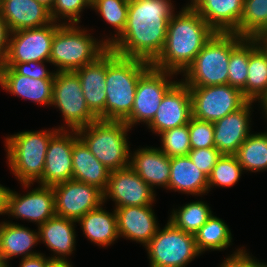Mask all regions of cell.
I'll return each mask as SVG.
<instances>
[{
	"instance_id": "50",
	"label": "cell",
	"mask_w": 267,
	"mask_h": 267,
	"mask_svg": "<svg viewBox=\"0 0 267 267\" xmlns=\"http://www.w3.org/2000/svg\"><path fill=\"white\" fill-rule=\"evenodd\" d=\"M36 1L47 7L49 10H51L55 0H36Z\"/></svg>"
},
{
	"instance_id": "39",
	"label": "cell",
	"mask_w": 267,
	"mask_h": 267,
	"mask_svg": "<svg viewBox=\"0 0 267 267\" xmlns=\"http://www.w3.org/2000/svg\"><path fill=\"white\" fill-rule=\"evenodd\" d=\"M91 0H55L50 10L51 18L57 23L60 17L68 18L69 23L65 24H78L80 22V12L85 7H91ZM59 16V17H58Z\"/></svg>"
},
{
	"instance_id": "36",
	"label": "cell",
	"mask_w": 267,
	"mask_h": 267,
	"mask_svg": "<svg viewBox=\"0 0 267 267\" xmlns=\"http://www.w3.org/2000/svg\"><path fill=\"white\" fill-rule=\"evenodd\" d=\"M249 63V38H243L231 51L227 84L242 90L246 85Z\"/></svg>"
},
{
	"instance_id": "33",
	"label": "cell",
	"mask_w": 267,
	"mask_h": 267,
	"mask_svg": "<svg viewBox=\"0 0 267 267\" xmlns=\"http://www.w3.org/2000/svg\"><path fill=\"white\" fill-rule=\"evenodd\" d=\"M212 215L207 203L195 201L185 204L179 210H174L170 215V221L176 228L195 235Z\"/></svg>"
},
{
	"instance_id": "3",
	"label": "cell",
	"mask_w": 267,
	"mask_h": 267,
	"mask_svg": "<svg viewBox=\"0 0 267 267\" xmlns=\"http://www.w3.org/2000/svg\"><path fill=\"white\" fill-rule=\"evenodd\" d=\"M151 66L106 50L105 120L123 121L131 113L138 80Z\"/></svg>"
},
{
	"instance_id": "47",
	"label": "cell",
	"mask_w": 267,
	"mask_h": 267,
	"mask_svg": "<svg viewBox=\"0 0 267 267\" xmlns=\"http://www.w3.org/2000/svg\"><path fill=\"white\" fill-rule=\"evenodd\" d=\"M254 39L260 48L267 54V29L260 32Z\"/></svg>"
},
{
	"instance_id": "13",
	"label": "cell",
	"mask_w": 267,
	"mask_h": 267,
	"mask_svg": "<svg viewBox=\"0 0 267 267\" xmlns=\"http://www.w3.org/2000/svg\"><path fill=\"white\" fill-rule=\"evenodd\" d=\"M55 215L78 221L89 211L103 205V192L95 186L68 180L52 187Z\"/></svg>"
},
{
	"instance_id": "22",
	"label": "cell",
	"mask_w": 267,
	"mask_h": 267,
	"mask_svg": "<svg viewBox=\"0 0 267 267\" xmlns=\"http://www.w3.org/2000/svg\"><path fill=\"white\" fill-rule=\"evenodd\" d=\"M81 83V88L89 110L101 120H105L106 101V51L94 62L74 71Z\"/></svg>"
},
{
	"instance_id": "42",
	"label": "cell",
	"mask_w": 267,
	"mask_h": 267,
	"mask_svg": "<svg viewBox=\"0 0 267 267\" xmlns=\"http://www.w3.org/2000/svg\"><path fill=\"white\" fill-rule=\"evenodd\" d=\"M44 62L1 63L0 67H11L17 74L34 79H54V73L46 70Z\"/></svg>"
},
{
	"instance_id": "48",
	"label": "cell",
	"mask_w": 267,
	"mask_h": 267,
	"mask_svg": "<svg viewBox=\"0 0 267 267\" xmlns=\"http://www.w3.org/2000/svg\"><path fill=\"white\" fill-rule=\"evenodd\" d=\"M46 267H72V265L67 260H54L51 259Z\"/></svg>"
},
{
	"instance_id": "45",
	"label": "cell",
	"mask_w": 267,
	"mask_h": 267,
	"mask_svg": "<svg viewBox=\"0 0 267 267\" xmlns=\"http://www.w3.org/2000/svg\"><path fill=\"white\" fill-rule=\"evenodd\" d=\"M50 260L51 258H46L40 253L34 256L22 258L20 267H46V264Z\"/></svg>"
},
{
	"instance_id": "46",
	"label": "cell",
	"mask_w": 267,
	"mask_h": 267,
	"mask_svg": "<svg viewBox=\"0 0 267 267\" xmlns=\"http://www.w3.org/2000/svg\"><path fill=\"white\" fill-rule=\"evenodd\" d=\"M10 189L0 184V215L7 214L8 195Z\"/></svg>"
},
{
	"instance_id": "12",
	"label": "cell",
	"mask_w": 267,
	"mask_h": 267,
	"mask_svg": "<svg viewBox=\"0 0 267 267\" xmlns=\"http://www.w3.org/2000/svg\"><path fill=\"white\" fill-rule=\"evenodd\" d=\"M60 25L53 21L40 28L11 32L8 53L2 63L49 62L52 41Z\"/></svg>"
},
{
	"instance_id": "28",
	"label": "cell",
	"mask_w": 267,
	"mask_h": 267,
	"mask_svg": "<svg viewBox=\"0 0 267 267\" xmlns=\"http://www.w3.org/2000/svg\"><path fill=\"white\" fill-rule=\"evenodd\" d=\"M38 241L39 232L19 224L0 223V258L6 263L13 256L24 255L22 258H26L40 254L30 250Z\"/></svg>"
},
{
	"instance_id": "19",
	"label": "cell",
	"mask_w": 267,
	"mask_h": 267,
	"mask_svg": "<svg viewBox=\"0 0 267 267\" xmlns=\"http://www.w3.org/2000/svg\"><path fill=\"white\" fill-rule=\"evenodd\" d=\"M152 205L115 208L119 236L146 246L159 227Z\"/></svg>"
},
{
	"instance_id": "51",
	"label": "cell",
	"mask_w": 267,
	"mask_h": 267,
	"mask_svg": "<svg viewBox=\"0 0 267 267\" xmlns=\"http://www.w3.org/2000/svg\"><path fill=\"white\" fill-rule=\"evenodd\" d=\"M0 267H9V265H7V263L0 258Z\"/></svg>"
},
{
	"instance_id": "23",
	"label": "cell",
	"mask_w": 267,
	"mask_h": 267,
	"mask_svg": "<svg viewBox=\"0 0 267 267\" xmlns=\"http://www.w3.org/2000/svg\"><path fill=\"white\" fill-rule=\"evenodd\" d=\"M54 79H34L0 67V86L7 92L42 105H51Z\"/></svg>"
},
{
	"instance_id": "34",
	"label": "cell",
	"mask_w": 267,
	"mask_h": 267,
	"mask_svg": "<svg viewBox=\"0 0 267 267\" xmlns=\"http://www.w3.org/2000/svg\"><path fill=\"white\" fill-rule=\"evenodd\" d=\"M267 29V0H244L239 27L233 32L243 38H255Z\"/></svg>"
},
{
	"instance_id": "38",
	"label": "cell",
	"mask_w": 267,
	"mask_h": 267,
	"mask_svg": "<svg viewBox=\"0 0 267 267\" xmlns=\"http://www.w3.org/2000/svg\"><path fill=\"white\" fill-rule=\"evenodd\" d=\"M161 135L163 151L168 157L188 156L191 150L189 123L163 131Z\"/></svg>"
},
{
	"instance_id": "43",
	"label": "cell",
	"mask_w": 267,
	"mask_h": 267,
	"mask_svg": "<svg viewBox=\"0 0 267 267\" xmlns=\"http://www.w3.org/2000/svg\"><path fill=\"white\" fill-rule=\"evenodd\" d=\"M234 253L226 258L220 267H267V264L257 262L243 249Z\"/></svg>"
},
{
	"instance_id": "32",
	"label": "cell",
	"mask_w": 267,
	"mask_h": 267,
	"mask_svg": "<svg viewBox=\"0 0 267 267\" xmlns=\"http://www.w3.org/2000/svg\"><path fill=\"white\" fill-rule=\"evenodd\" d=\"M200 253L207 250H223L232 242L231 231L226 223L213 214L194 235Z\"/></svg>"
},
{
	"instance_id": "21",
	"label": "cell",
	"mask_w": 267,
	"mask_h": 267,
	"mask_svg": "<svg viewBox=\"0 0 267 267\" xmlns=\"http://www.w3.org/2000/svg\"><path fill=\"white\" fill-rule=\"evenodd\" d=\"M244 0H191V6L218 33H233L240 23Z\"/></svg>"
},
{
	"instance_id": "1",
	"label": "cell",
	"mask_w": 267,
	"mask_h": 267,
	"mask_svg": "<svg viewBox=\"0 0 267 267\" xmlns=\"http://www.w3.org/2000/svg\"><path fill=\"white\" fill-rule=\"evenodd\" d=\"M173 9L170 0H129L125 29L108 48L152 64L164 49Z\"/></svg>"
},
{
	"instance_id": "9",
	"label": "cell",
	"mask_w": 267,
	"mask_h": 267,
	"mask_svg": "<svg viewBox=\"0 0 267 267\" xmlns=\"http://www.w3.org/2000/svg\"><path fill=\"white\" fill-rule=\"evenodd\" d=\"M52 104L59 107L71 130L87 126L98 118L89 110L78 75L74 71H55Z\"/></svg>"
},
{
	"instance_id": "6",
	"label": "cell",
	"mask_w": 267,
	"mask_h": 267,
	"mask_svg": "<svg viewBox=\"0 0 267 267\" xmlns=\"http://www.w3.org/2000/svg\"><path fill=\"white\" fill-rule=\"evenodd\" d=\"M58 130L24 131L6 138L10 169L24 187L41 179L50 139Z\"/></svg>"
},
{
	"instance_id": "40",
	"label": "cell",
	"mask_w": 267,
	"mask_h": 267,
	"mask_svg": "<svg viewBox=\"0 0 267 267\" xmlns=\"http://www.w3.org/2000/svg\"><path fill=\"white\" fill-rule=\"evenodd\" d=\"M191 149L215 147L213 122L191 117L189 120Z\"/></svg>"
},
{
	"instance_id": "10",
	"label": "cell",
	"mask_w": 267,
	"mask_h": 267,
	"mask_svg": "<svg viewBox=\"0 0 267 267\" xmlns=\"http://www.w3.org/2000/svg\"><path fill=\"white\" fill-rule=\"evenodd\" d=\"M192 117L215 122L237 111L248 100L240 89L225 85L207 87H189Z\"/></svg>"
},
{
	"instance_id": "16",
	"label": "cell",
	"mask_w": 267,
	"mask_h": 267,
	"mask_svg": "<svg viewBox=\"0 0 267 267\" xmlns=\"http://www.w3.org/2000/svg\"><path fill=\"white\" fill-rule=\"evenodd\" d=\"M192 117L189 87L184 81L176 82L164 95L155 117L148 124L154 133L184 126Z\"/></svg>"
},
{
	"instance_id": "4",
	"label": "cell",
	"mask_w": 267,
	"mask_h": 267,
	"mask_svg": "<svg viewBox=\"0 0 267 267\" xmlns=\"http://www.w3.org/2000/svg\"><path fill=\"white\" fill-rule=\"evenodd\" d=\"M243 39L236 33L216 32L185 70L188 87L225 85L232 49Z\"/></svg>"
},
{
	"instance_id": "35",
	"label": "cell",
	"mask_w": 267,
	"mask_h": 267,
	"mask_svg": "<svg viewBox=\"0 0 267 267\" xmlns=\"http://www.w3.org/2000/svg\"><path fill=\"white\" fill-rule=\"evenodd\" d=\"M129 0H92L91 8H94L101 14V17L111 24L117 31L114 38L104 40V43L109 47L124 31L127 15H128Z\"/></svg>"
},
{
	"instance_id": "26",
	"label": "cell",
	"mask_w": 267,
	"mask_h": 267,
	"mask_svg": "<svg viewBox=\"0 0 267 267\" xmlns=\"http://www.w3.org/2000/svg\"><path fill=\"white\" fill-rule=\"evenodd\" d=\"M76 222L72 219L54 215L38 226L39 241L42 240L56 254L51 259L67 260L65 256L70 255L75 249L76 234L73 226Z\"/></svg>"
},
{
	"instance_id": "25",
	"label": "cell",
	"mask_w": 267,
	"mask_h": 267,
	"mask_svg": "<svg viewBox=\"0 0 267 267\" xmlns=\"http://www.w3.org/2000/svg\"><path fill=\"white\" fill-rule=\"evenodd\" d=\"M72 164L73 180L105 191L111 171L93 155L80 138L73 143Z\"/></svg>"
},
{
	"instance_id": "7",
	"label": "cell",
	"mask_w": 267,
	"mask_h": 267,
	"mask_svg": "<svg viewBox=\"0 0 267 267\" xmlns=\"http://www.w3.org/2000/svg\"><path fill=\"white\" fill-rule=\"evenodd\" d=\"M86 31L65 22L56 29L49 63L57 66V71L68 72L82 68L108 49L103 40L97 42Z\"/></svg>"
},
{
	"instance_id": "27",
	"label": "cell",
	"mask_w": 267,
	"mask_h": 267,
	"mask_svg": "<svg viewBox=\"0 0 267 267\" xmlns=\"http://www.w3.org/2000/svg\"><path fill=\"white\" fill-rule=\"evenodd\" d=\"M167 189L202 195L208 193V177L195 166L189 156L172 157Z\"/></svg>"
},
{
	"instance_id": "18",
	"label": "cell",
	"mask_w": 267,
	"mask_h": 267,
	"mask_svg": "<svg viewBox=\"0 0 267 267\" xmlns=\"http://www.w3.org/2000/svg\"><path fill=\"white\" fill-rule=\"evenodd\" d=\"M254 101H247L237 111L213 122L214 144L221 154L234 155L250 135V110Z\"/></svg>"
},
{
	"instance_id": "17",
	"label": "cell",
	"mask_w": 267,
	"mask_h": 267,
	"mask_svg": "<svg viewBox=\"0 0 267 267\" xmlns=\"http://www.w3.org/2000/svg\"><path fill=\"white\" fill-rule=\"evenodd\" d=\"M7 214L42 225L55 215L53 188L41 185L23 196L10 190Z\"/></svg>"
},
{
	"instance_id": "31",
	"label": "cell",
	"mask_w": 267,
	"mask_h": 267,
	"mask_svg": "<svg viewBox=\"0 0 267 267\" xmlns=\"http://www.w3.org/2000/svg\"><path fill=\"white\" fill-rule=\"evenodd\" d=\"M234 155L243 170H267V132L250 133Z\"/></svg>"
},
{
	"instance_id": "37",
	"label": "cell",
	"mask_w": 267,
	"mask_h": 267,
	"mask_svg": "<svg viewBox=\"0 0 267 267\" xmlns=\"http://www.w3.org/2000/svg\"><path fill=\"white\" fill-rule=\"evenodd\" d=\"M242 171L235 155L222 154L208 177V190L211 186L231 187L240 179Z\"/></svg>"
},
{
	"instance_id": "20",
	"label": "cell",
	"mask_w": 267,
	"mask_h": 267,
	"mask_svg": "<svg viewBox=\"0 0 267 267\" xmlns=\"http://www.w3.org/2000/svg\"><path fill=\"white\" fill-rule=\"evenodd\" d=\"M0 11L10 32L40 28L53 22L50 10L36 0H2Z\"/></svg>"
},
{
	"instance_id": "15",
	"label": "cell",
	"mask_w": 267,
	"mask_h": 267,
	"mask_svg": "<svg viewBox=\"0 0 267 267\" xmlns=\"http://www.w3.org/2000/svg\"><path fill=\"white\" fill-rule=\"evenodd\" d=\"M153 189L130 166L125 167L110 172L103 202L109 197L115 201V208L152 205L155 201Z\"/></svg>"
},
{
	"instance_id": "49",
	"label": "cell",
	"mask_w": 267,
	"mask_h": 267,
	"mask_svg": "<svg viewBox=\"0 0 267 267\" xmlns=\"http://www.w3.org/2000/svg\"><path fill=\"white\" fill-rule=\"evenodd\" d=\"M258 100H260L261 102V106L264 109L265 113H266V118H267V93H265L264 95H262Z\"/></svg>"
},
{
	"instance_id": "11",
	"label": "cell",
	"mask_w": 267,
	"mask_h": 267,
	"mask_svg": "<svg viewBox=\"0 0 267 267\" xmlns=\"http://www.w3.org/2000/svg\"><path fill=\"white\" fill-rule=\"evenodd\" d=\"M174 73L151 66L138 80L134 105L131 113L123 120L131 129L132 125L144 122L147 125L155 117L166 92L177 82L167 77Z\"/></svg>"
},
{
	"instance_id": "2",
	"label": "cell",
	"mask_w": 267,
	"mask_h": 267,
	"mask_svg": "<svg viewBox=\"0 0 267 267\" xmlns=\"http://www.w3.org/2000/svg\"><path fill=\"white\" fill-rule=\"evenodd\" d=\"M215 33L190 4L186 5L170 19L164 49L152 66L175 75L184 73Z\"/></svg>"
},
{
	"instance_id": "41",
	"label": "cell",
	"mask_w": 267,
	"mask_h": 267,
	"mask_svg": "<svg viewBox=\"0 0 267 267\" xmlns=\"http://www.w3.org/2000/svg\"><path fill=\"white\" fill-rule=\"evenodd\" d=\"M221 155L215 147L191 149L188 153L195 166L207 177L210 176Z\"/></svg>"
},
{
	"instance_id": "30",
	"label": "cell",
	"mask_w": 267,
	"mask_h": 267,
	"mask_svg": "<svg viewBox=\"0 0 267 267\" xmlns=\"http://www.w3.org/2000/svg\"><path fill=\"white\" fill-rule=\"evenodd\" d=\"M241 92L248 101H257L267 93V54L254 38H249L248 75Z\"/></svg>"
},
{
	"instance_id": "29",
	"label": "cell",
	"mask_w": 267,
	"mask_h": 267,
	"mask_svg": "<svg viewBox=\"0 0 267 267\" xmlns=\"http://www.w3.org/2000/svg\"><path fill=\"white\" fill-rule=\"evenodd\" d=\"M88 240L99 246H108L119 238L115 209L113 213L106 212L102 205L86 213L78 221Z\"/></svg>"
},
{
	"instance_id": "24",
	"label": "cell",
	"mask_w": 267,
	"mask_h": 267,
	"mask_svg": "<svg viewBox=\"0 0 267 267\" xmlns=\"http://www.w3.org/2000/svg\"><path fill=\"white\" fill-rule=\"evenodd\" d=\"M171 158L160 148H141L133 153L129 166L152 188H168Z\"/></svg>"
},
{
	"instance_id": "5",
	"label": "cell",
	"mask_w": 267,
	"mask_h": 267,
	"mask_svg": "<svg viewBox=\"0 0 267 267\" xmlns=\"http://www.w3.org/2000/svg\"><path fill=\"white\" fill-rule=\"evenodd\" d=\"M129 129L124 121L97 119L76 131L93 155L110 171H116L129 167Z\"/></svg>"
},
{
	"instance_id": "8",
	"label": "cell",
	"mask_w": 267,
	"mask_h": 267,
	"mask_svg": "<svg viewBox=\"0 0 267 267\" xmlns=\"http://www.w3.org/2000/svg\"><path fill=\"white\" fill-rule=\"evenodd\" d=\"M150 267H185L195 256L201 254L195 237L178 228L170 221L145 246Z\"/></svg>"
},
{
	"instance_id": "14",
	"label": "cell",
	"mask_w": 267,
	"mask_h": 267,
	"mask_svg": "<svg viewBox=\"0 0 267 267\" xmlns=\"http://www.w3.org/2000/svg\"><path fill=\"white\" fill-rule=\"evenodd\" d=\"M64 129L65 127H60L50 139L45 156L44 170L41 179L38 181L39 185L53 187L72 180L73 143L79 136L76 130H72V133Z\"/></svg>"
},
{
	"instance_id": "44",
	"label": "cell",
	"mask_w": 267,
	"mask_h": 267,
	"mask_svg": "<svg viewBox=\"0 0 267 267\" xmlns=\"http://www.w3.org/2000/svg\"><path fill=\"white\" fill-rule=\"evenodd\" d=\"M10 33L0 11V64L6 59L8 53Z\"/></svg>"
}]
</instances>
